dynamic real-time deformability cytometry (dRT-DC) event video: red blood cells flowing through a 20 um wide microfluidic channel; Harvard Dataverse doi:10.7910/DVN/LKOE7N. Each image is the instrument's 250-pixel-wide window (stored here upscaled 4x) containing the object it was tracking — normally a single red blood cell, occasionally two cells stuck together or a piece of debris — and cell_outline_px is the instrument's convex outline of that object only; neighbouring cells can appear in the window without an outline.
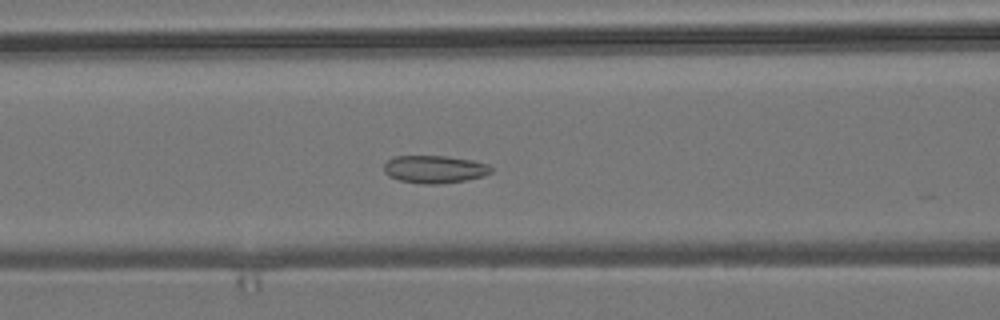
{"species": "common noctule bat (a hibernating species)", "species_latin": "Nyctalus noctula", "temperature_condition": "room temperature", "stored_images_in_passage": 23, "camera_frame_rate_fps": 3000, "um_per_image_px": 0.085, "animal": {"sex": "male", "body_mass_g": 19.2, "forearm_length_mm": 51.8}, "frame": {"image": 1, "passage_image": 19, "time_ms": 6.0, "image_size_px": [1000, 320], "cell_outline_px": [[492, 172], [484, 176], [464, 180], [440, 184], [424, 184], [400, 180], [388, 176], [384, 172], [384, 164], [388, 160], [396, 156], [444, 156], [472, 160], [488, 164], [492, 168]], "centroid_in_image_um": [36.94, 14.39], "position_along_channel_um": 129.7, "area_um2": 17.22}}
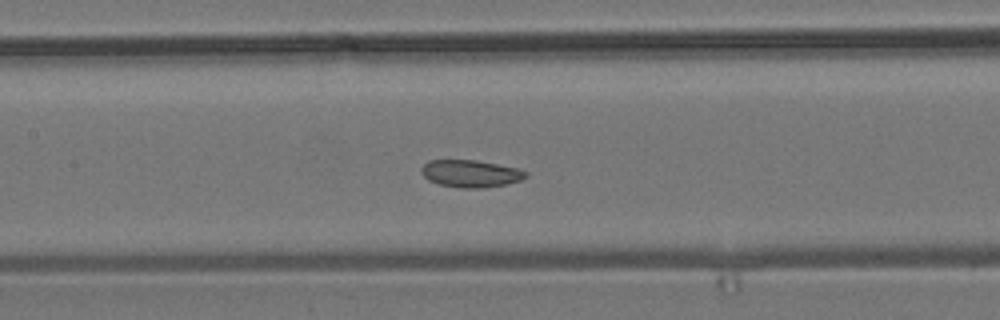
{"frame": {"image": 2, "passage_image": 22, "time_ms": 7.0, "image_size_px": [1000, 320], "cell_outline_px": [[528, 176], [520, 180], [508, 184], [484, 188], [460, 188], [440, 184], [428, 180], [420, 172], [420, 168], [428, 160], [476, 160], [516, 168], [528, 172]], "centroid_in_image_um": [39.99, 14.76], "position_along_channel_um": 167.4, "area_um2": 16.65}}